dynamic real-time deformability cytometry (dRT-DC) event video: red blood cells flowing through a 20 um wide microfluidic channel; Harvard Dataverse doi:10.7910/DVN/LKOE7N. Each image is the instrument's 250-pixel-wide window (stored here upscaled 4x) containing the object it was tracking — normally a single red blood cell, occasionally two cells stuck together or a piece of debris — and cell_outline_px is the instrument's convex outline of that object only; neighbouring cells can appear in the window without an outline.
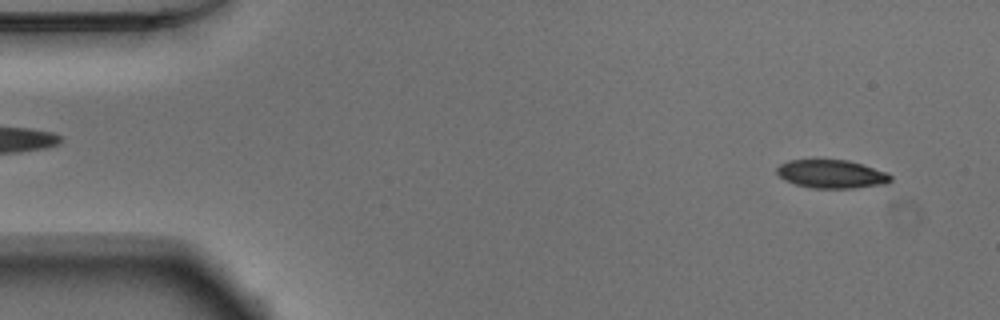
{"species": "Egyptian fruit bat (a non-hibernating species)", "species_latin": "Rousettus aegyptiacus", "temperature_condition": "warm", "stored_images_in_passage": 51, "camera_frame_rate_fps": 3000, "um_per_image_px": 0.085, "animal": {"sex": "male"}, "frame": {"image": 1, "passage_image": 3, "time_ms": 0.667, "image_size_px": [1000, 320], "cell_outline_px": [[892, 180], [888, 184], [852, 188], [812, 188], [796, 184], [784, 180], [776, 172], [776, 168], [780, 164], [788, 160], [816, 156], [848, 160], [888, 172], [892, 176]], "centroid_in_image_um": [70.65, 14.74], "position_along_channel_um": 14.3, "area_um2": 19.77}}
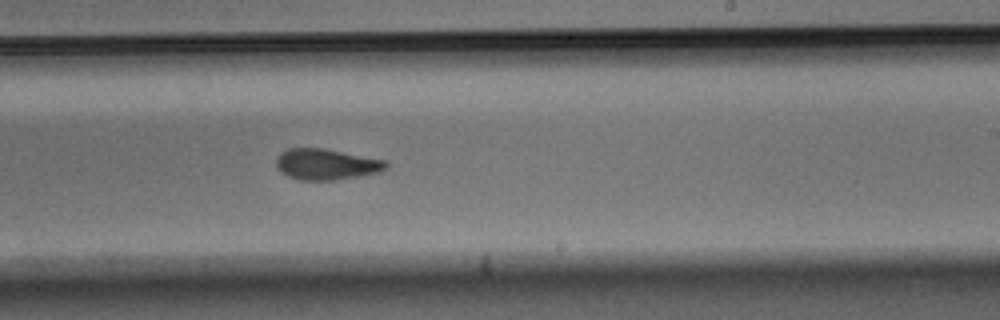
{"frame": {"image": 2, "passage_image": 30, "time_ms": 9.667, "image_size_px": [1000, 320], "cell_outline_px": [[388, 168], [380, 172], [332, 180], [300, 180], [288, 176], [280, 172], [276, 168], [276, 156], [280, 152], [288, 148], [324, 148], [388, 160]], "centroid_in_image_um": [27.73, 13.95], "position_along_channel_um": 261.3, "area_um2": 20.06}}
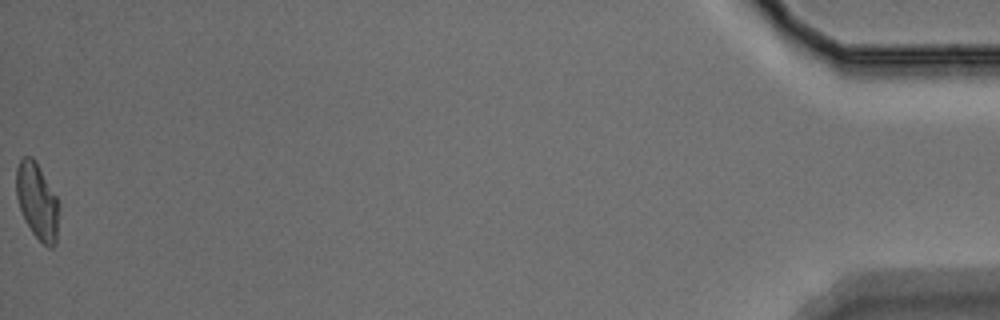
{"frame": {"image": 3, "passage_image": 51, "time_ms": 16.667, "image_size_px": [1000, 320], "cell_outline_px": [[60, 208], [56, 244], [52, 248], [48, 248], [32, 232], [24, 220], [16, 196], [16, 168], [20, 160], [24, 156], [32, 156], [36, 160], [56, 196], [60, 204]], "centroid_in_image_um": [3.18, 17.1], "position_along_channel_um": 432.0, "area_um2": 19.25}, "authors_computed_cell_mechanics": {"area_um2": 19.7676, "velocity_mm_per_s": 3.8808, "shape_relaxation_time_tau1_ms": 6.8743, "shape_relaxation_time_tau2_ms": 3.2324, "deformation_change_tau1": 0.2144, "deformation_change_tau2": 0.103}}